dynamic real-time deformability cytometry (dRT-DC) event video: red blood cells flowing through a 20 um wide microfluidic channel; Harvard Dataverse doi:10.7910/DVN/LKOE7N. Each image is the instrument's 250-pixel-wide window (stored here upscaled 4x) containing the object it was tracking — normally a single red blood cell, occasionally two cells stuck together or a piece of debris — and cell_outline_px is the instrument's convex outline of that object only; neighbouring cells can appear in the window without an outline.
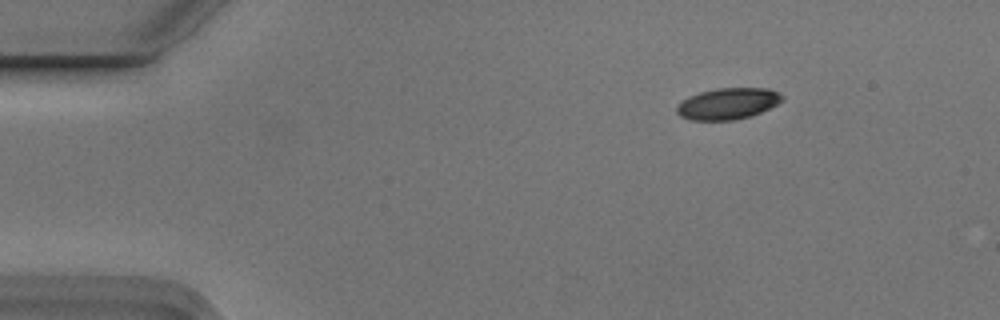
{"species": "Egyptian fruit bat (a non-hibernating species)", "species_latin": "Rousettus aegyptiacus", "temperature_condition": "cold", "stored_images_in_passage": 4, "camera_frame_rate_fps": 3000, "um_per_image_px": 0.085, "animal": {"sex": "male"}, "frame": {"image": 1, "passage_image": 2, "time_ms": 0.333, "image_size_px": [1000, 320], "cell_outline_px": [[784, 100], [760, 112], [748, 116], [732, 120], [692, 120], [680, 116], [676, 112], [676, 104], [688, 96], [700, 92], [716, 88], [768, 88], [784, 96]], "centroid_in_image_um": [61.82, 8.8], "position_along_channel_um": 23.2, "area_um2": 19.19}}